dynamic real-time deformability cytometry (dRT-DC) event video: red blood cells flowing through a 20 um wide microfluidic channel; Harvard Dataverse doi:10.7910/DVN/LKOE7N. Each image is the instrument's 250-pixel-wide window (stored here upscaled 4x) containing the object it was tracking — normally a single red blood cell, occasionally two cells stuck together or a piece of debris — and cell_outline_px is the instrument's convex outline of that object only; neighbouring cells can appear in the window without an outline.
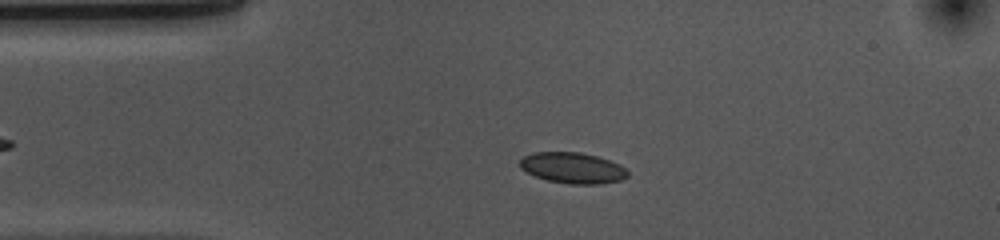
{"species": "common noctule bat (a hibernating species)", "species_latin": "Nyctalus noctula", "temperature_condition": "cold", "stored_images_in_passage": 52, "camera_frame_rate_fps": 3000, "um_per_image_px": 0.085, "animal": {"sex": "female", "body_mass_g": 10.0, "forearm_length_mm": 53.1}, "frame": {"image": 1, "passage_image": 10, "time_ms": 3.0, "image_size_px": [1000, 240], "cell_outline_px": [[628, 176], [620, 180], [600, 184], [568, 184], [548, 180], [536, 176], [520, 168], [520, 160], [524, 156], [532, 152], [580, 152], [596, 156], [620, 164], [628, 172]], "centroid_in_image_um": [48.67, 14.27], "position_along_channel_um": 36.3, "area_um2": 19.31}}
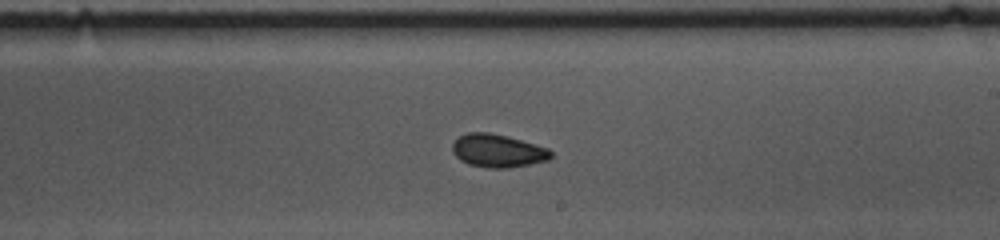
{"frame": {"image": 2, "passage_image": 29, "time_ms": 9.333, "image_size_px": [1000, 240], "cell_outline_px": [[552, 156], [548, 160], [508, 168], [488, 168], [468, 164], [460, 160], [452, 152], [452, 144], [460, 136], [468, 132], [488, 132], [508, 136], [548, 148], [552, 152]], "centroid_in_image_um": [42.3, 12.81], "position_along_channel_um": 246.7, "area_um2": 18.96}}
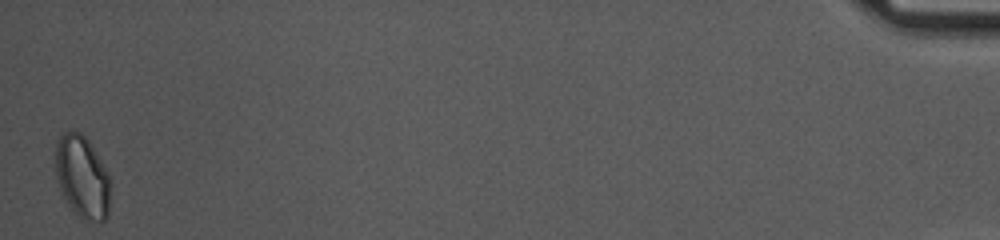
{"frame": {"image": 3, "passage_image": 52, "time_ms": 17.0, "image_size_px": [1000, 240], "cell_outline_px": [[108, 216], [100, 224], [84, 220], [72, 208], [64, 196], [60, 188], [56, 176], [56, 140], [64, 132], [80, 132], [88, 140], [108, 172]], "centroid_in_image_um": [6.99, 15.05], "position_along_channel_um": 428.2, "area_um2": 25.89}, "authors_computed_cell_mechanics": {"area_um2": 19.0451, "velocity_mm_per_s": 3.6734, "shape_relaxation_time_tau1_ms": 7.1333, "shape_relaxation_time_tau2_ms": 4.8731, "deformation_change_tau1": 0.0761, "deformation_change_tau2": 0.0704}}